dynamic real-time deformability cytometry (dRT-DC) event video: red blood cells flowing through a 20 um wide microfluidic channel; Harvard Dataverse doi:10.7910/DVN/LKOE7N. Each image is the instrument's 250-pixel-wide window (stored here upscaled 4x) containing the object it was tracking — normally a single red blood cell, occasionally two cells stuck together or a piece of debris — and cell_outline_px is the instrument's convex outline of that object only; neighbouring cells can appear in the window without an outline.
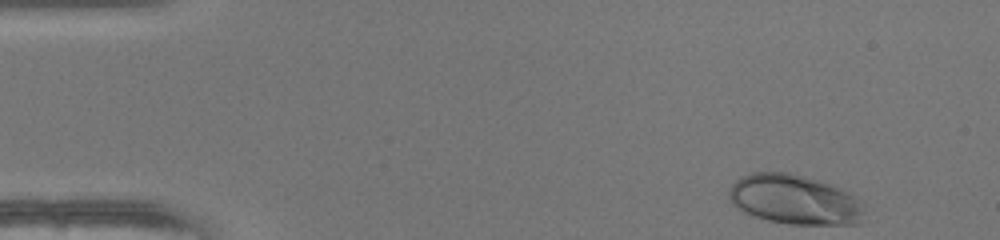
{"species": "human", "species_latin": "Homo sapiens", "temperature_condition": "warm", "stored_images_in_passage": 45, "camera_frame_rate_fps": 3000, "um_per_image_px": 0.085, "donor": {"sex": "female"}, "frame": {"image": 1, "passage_image": 1, "time_ms": 0.0, "image_size_px": [1000, 240], "cell_outline_px": [[864, 212], [860, 224], [788, 224], [768, 220], [752, 216], [740, 212], [728, 200], [728, 192], [732, 184], [740, 176], [752, 172], [792, 172], [828, 184], [848, 192], [856, 200]], "centroid_in_image_um": [67.43, 16.97], "position_along_channel_um": 17.6, "area_um2": 39.19}}
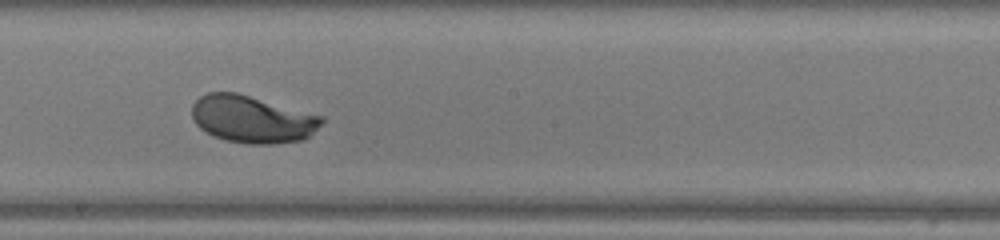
{"frame": {"image": 2, "passage_image": 24, "time_ms": 7.667, "image_size_px": [1000, 240], "cell_outline_px": [[324, 120], [304, 140], [272, 144], [248, 144], [224, 140], [200, 128], [196, 124], [192, 116], [192, 104], [200, 96], [208, 92], [236, 92], [324, 116]], "centroid_in_image_um": [21.43, 10.13], "position_along_channel_um": 226.8, "area_um2": 35.6}}
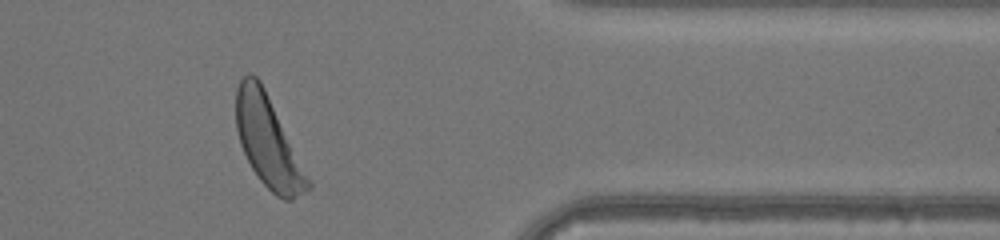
{"frame": {"image": 3, "passage_image": 37, "time_ms": 12.0, "image_size_px": [1000, 240], "cell_outline_px": [[312, 188], [292, 200], [284, 200], [276, 196], [260, 180], [252, 168], [240, 144], [236, 128], [236, 88], [240, 80], [248, 72], [252, 72], [260, 80], [312, 184]], "centroid_in_image_um": [22.77, 12.05], "position_along_channel_um": 388.6, "area_um2": 37.4}, "authors_computed_cell_mechanics": {"area_um2": 36.992, "velocity_mm_per_s": 4.1937, "shape_relaxation_time_tau1_ms": 4.1086, "shape_relaxation_time_tau2_ms": null, "deformation_change_tau1": 0.2345, "deformation_change_tau2": null}}